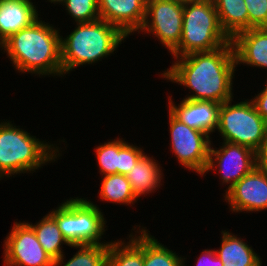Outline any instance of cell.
Wrapping results in <instances>:
<instances>
[{
  "label": "cell",
  "mask_w": 267,
  "mask_h": 266,
  "mask_svg": "<svg viewBox=\"0 0 267 266\" xmlns=\"http://www.w3.org/2000/svg\"><path fill=\"white\" fill-rule=\"evenodd\" d=\"M173 60L172 66L158 76L189 89L191 93L185 99L220 104L234 99L237 65L232 41L212 51L191 53Z\"/></svg>",
  "instance_id": "obj_1"
},
{
  "label": "cell",
  "mask_w": 267,
  "mask_h": 266,
  "mask_svg": "<svg viewBox=\"0 0 267 266\" xmlns=\"http://www.w3.org/2000/svg\"><path fill=\"white\" fill-rule=\"evenodd\" d=\"M41 16L0 45L16 73L37 77L63 78L61 63V34Z\"/></svg>",
  "instance_id": "obj_2"
},
{
  "label": "cell",
  "mask_w": 267,
  "mask_h": 266,
  "mask_svg": "<svg viewBox=\"0 0 267 266\" xmlns=\"http://www.w3.org/2000/svg\"><path fill=\"white\" fill-rule=\"evenodd\" d=\"M3 120H0V181L4 177L33 174L48 163H57L60 156L62 159L65 148L62 150L61 143H67L65 139L52 144L16 126L14 120Z\"/></svg>",
  "instance_id": "obj_3"
},
{
  "label": "cell",
  "mask_w": 267,
  "mask_h": 266,
  "mask_svg": "<svg viewBox=\"0 0 267 266\" xmlns=\"http://www.w3.org/2000/svg\"><path fill=\"white\" fill-rule=\"evenodd\" d=\"M127 36L116 26L98 19L75 23L68 35L61 34L63 77L83 65H94L116 53ZM75 69V70H74Z\"/></svg>",
  "instance_id": "obj_4"
},
{
  "label": "cell",
  "mask_w": 267,
  "mask_h": 266,
  "mask_svg": "<svg viewBox=\"0 0 267 266\" xmlns=\"http://www.w3.org/2000/svg\"><path fill=\"white\" fill-rule=\"evenodd\" d=\"M230 42L231 39L220 25L213 0L186 2L180 43L170 55L173 59L191 53L212 51Z\"/></svg>",
  "instance_id": "obj_5"
},
{
  "label": "cell",
  "mask_w": 267,
  "mask_h": 266,
  "mask_svg": "<svg viewBox=\"0 0 267 266\" xmlns=\"http://www.w3.org/2000/svg\"><path fill=\"white\" fill-rule=\"evenodd\" d=\"M103 210L88 197H70L48 211L70 245H103L108 226ZM106 228V229H105ZM104 236V237H103Z\"/></svg>",
  "instance_id": "obj_6"
},
{
  "label": "cell",
  "mask_w": 267,
  "mask_h": 266,
  "mask_svg": "<svg viewBox=\"0 0 267 266\" xmlns=\"http://www.w3.org/2000/svg\"><path fill=\"white\" fill-rule=\"evenodd\" d=\"M241 100L231 99L221 104L216 131L222 141L244 145L257 152L266 138L267 122L250 99Z\"/></svg>",
  "instance_id": "obj_7"
},
{
  "label": "cell",
  "mask_w": 267,
  "mask_h": 266,
  "mask_svg": "<svg viewBox=\"0 0 267 266\" xmlns=\"http://www.w3.org/2000/svg\"><path fill=\"white\" fill-rule=\"evenodd\" d=\"M169 148L177 163L202 176L206 170L212 137L177 120L169 111Z\"/></svg>",
  "instance_id": "obj_8"
},
{
  "label": "cell",
  "mask_w": 267,
  "mask_h": 266,
  "mask_svg": "<svg viewBox=\"0 0 267 266\" xmlns=\"http://www.w3.org/2000/svg\"><path fill=\"white\" fill-rule=\"evenodd\" d=\"M183 9L184 3L176 0H147L145 21L137 34L152 35L171 54L182 36Z\"/></svg>",
  "instance_id": "obj_9"
},
{
  "label": "cell",
  "mask_w": 267,
  "mask_h": 266,
  "mask_svg": "<svg viewBox=\"0 0 267 266\" xmlns=\"http://www.w3.org/2000/svg\"><path fill=\"white\" fill-rule=\"evenodd\" d=\"M220 144L217 148L213 145L212 140L208 164L201 177H205L209 171L220 174V184L226 187L223 194L225 195L241 178L257 166V158L256 152L247 146L225 141L220 142Z\"/></svg>",
  "instance_id": "obj_10"
},
{
  "label": "cell",
  "mask_w": 267,
  "mask_h": 266,
  "mask_svg": "<svg viewBox=\"0 0 267 266\" xmlns=\"http://www.w3.org/2000/svg\"><path fill=\"white\" fill-rule=\"evenodd\" d=\"M3 242L4 266H53L26 220L15 221Z\"/></svg>",
  "instance_id": "obj_11"
},
{
  "label": "cell",
  "mask_w": 267,
  "mask_h": 266,
  "mask_svg": "<svg viewBox=\"0 0 267 266\" xmlns=\"http://www.w3.org/2000/svg\"><path fill=\"white\" fill-rule=\"evenodd\" d=\"M231 213L267 210V172L257 166L241 178L224 196ZM246 211V212H245Z\"/></svg>",
  "instance_id": "obj_12"
},
{
  "label": "cell",
  "mask_w": 267,
  "mask_h": 266,
  "mask_svg": "<svg viewBox=\"0 0 267 266\" xmlns=\"http://www.w3.org/2000/svg\"><path fill=\"white\" fill-rule=\"evenodd\" d=\"M168 97V111L181 123L212 136L218 127L221 104L214 101L183 99L176 104Z\"/></svg>",
  "instance_id": "obj_13"
},
{
  "label": "cell",
  "mask_w": 267,
  "mask_h": 266,
  "mask_svg": "<svg viewBox=\"0 0 267 266\" xmlns=\"http://www.w3.org/2000/svg\"><path fill=\"white\" fill-rule=\"evenodd\" d=\"M100 19L118 27L128 38L143 26L147 0H98Z\"/></svg>",
  "instance_id": "obj_14"
},
{
  "label": "cell",
  "mask_w": 267,
  "mask_h": 266,
  "mask_svg": "<svg viewBox=\"0 0 267 266\" xmlns=\"http://www.w3.org/2000/svg\"><path fill=\"white\" fill-rule=\"evenodd\" d=\"M231 41L237 67L242 64L267 70V27L242 31Z\"/></svg>",
  "instance_id": "obj_15"
},
{
  "label": "cell",
  "mask_w": 267,
  "mask_h": 266,
  "mask_svg": "<svg viewBox=\"0 0 267 266\" xmlns=\"http://www.w3.org/2000/svg\"><path fill=\"white\" fill-rule=\"evenodd\" d=\"M36 5L32 0H0V45L41 16Z\"/></svg>",
  "instance_id": "obj_16"
},
{
  "label": "cell",
  "mask_w": 267,
  "mask_h": 266,
  "mask_svg": "<svg viewBox=\"0 0 267 266\" xmlns=\"http://www.w3.org/2000/svg\"><path fill=\"white\" fill-rule=\"evenodd\" d=\"M164 169L158 160H155L153 156L145 153L133 166L131 171L126 174V178L131 184V188L135 196L139 199L140 197H146L165 183L163 179ZM163 182V183H162ZM145 195V196H144Z\"/></svg>",
  "instance_id": "obj_17"
},
{
  "label": "cell",
  "mask_w": 267,
  "mask_h": 266,
  "mask_svg": "<svg viewBox=\"0 0 267 266\" xmlns=\"http://www.w3.org/2000/svg\"><path fill=\"white\" fill-rule=\"evenodd\" d=\"M234 234L222 229L221 245L219 249L214 248L223 266H262L261 256L242 237Z\"/></svg>",
  "instance_id": "obj_18"
},
{
  "label": "cell",
  "mask_w": 267,
  "mask_h": 266,
  "mask_svg": "<svg viewBox=\"0 0 267 266\" xmlns=\"http://www.w3.org/2000/svg\"><path fill=\"white\" fill-rule=\"evenodd\" d=\"M119 239L109 244L107 266H143V227L132 226L129 241Z\"/></svg>",
  "instance_id": "obj_19"
},
{
  "label": "cell",
  "mask_w": 267,
  "mask_h": 266,
  "mask_svg": "<svg viewBox=\"0 0 267 266\" xmlns=\"http://www.w3.org/2000/svg\"><path fill=\"white\" fill-rule=\"evenodd\" d=\"M220 25L232 40L238 33L249 30L248 10L244 0H213Z\"/></svg>",
  "instance_id": "obj_20"
},
{
  "label": "cell",
  "mask_w": 267,
  "mask_h": 266,
  "mask_svg": "<svg viewBox=\"0 0 267 266\" xmlns=\"http://www.w3.org/2000/svg\"><path fill=\"white\" fill-rule=\"evenodd\" d=\"M134 226L143 227V266H184L186 257L162 244L145 226Z\"/></svg>",
  "instance_id": "obj_21"
},
{
  "label": "cell",
  "mask_w": 267,
  "mask_h": 266,
  "mask_svg": "<svg viewBox=\"0 0 267 266\" xmlns=\"http://www.w3.org/2000/svg\"><path fill=\"white\" fill-rule=\"evenodd\" d=\"M26 222L33 228L39 243L53 260L60 258L65 253L62 249L64 248L63 245L71 246L58 228L55 219L49 213H46L34 224Z\"/></svg>",
  "instance_id": "obj_22"
},
{
  "label": "cell",
  "mask_w": 267,
  "mask_h": 266,
  "mask_svg": "<svg viewBox=\"0 0 267 266\" xmlns=\"http://www.w3.org/2000/svg\"><path fill=\"white\" fill-rule=\"evenodd\" d=\"M98 199L103 202L134 207L140 201L132 191L131 184L122 174H110L100 179Z\"/></svg>",
  "instance_id": "obj_23"
},
{
  "label": "cell",
  "mask_w": 267,
  "mask_h": 266,
  "mask_svg": "<svg viewBox=\"0 0 267 266\" xmlns=\"http://www.w3.org/2000/svg\"><path fill=\"white\" fill-rule=\"evenodd\" d=\"M77 251L67 261L65 254L53 260V266H107L109 244L103 245H71ZM63 264V265H62Z\"/></svg>",
  "instance_id": "obj_24"
},
{
  "label": "cell",
  "mask_w": 267,
  "mask_h": 266,
  "mask_svg": "<svg viewBox=\"0 0 267 266\" xmlns=\"http://www.w3.org/2000/svg\"><path fill=\"white\" fill-rule=\"evenodd\" d=\"M109 140L96 145L94 150L101 176L119 174V138Z\"/></svg>",
  "instance_id": "obj_25"
},
{
  "label": "cell",
  "mask_w": 267,
  "mask_h": 266,
  "mask_svg": "<svg viewBox=\"0 0 267 266\" xmlns=\"http://www.w3.org/2000/svg\"><path fill=\"white\" fill-rule=\"evenodd\" d=\"M72 22L84 23L100 19L98 0H65L62 4Z\"/></svg>",
  "instance_id": "obj_26"
},
{
  "label": "cell",
  "mask_w": 267,
  "mask_h": 266,
  "mask_svg": "<svg viewBox=\"0 0 267 266\" xmlns=\"http://www.w3.org/2000/svg\"><path fill=\"white\" fill-rule=\"evenodd\" d=\"M133 145L119 137V174H128L138 160L145 154L144 148L141 145Z\"/></svg>",
  "instance_id": "obj_27"
},
{
  "label": "cell",
  "mask_w": 267,
  "mask_h": 266,
  "mask_svg": "<svg viewBox=\"0 0 267 266\" xmlns=\"http://www.w3.org/2000/svg\"><path fill=\"white\" fill-rule=\"evenodd\" d=\"M248 10L249 29L267 27V0H244Z\"/></svg>",
  "instance_id": "obj_28"
},
{
  "label": "cell",
  "mask_w": 267,
  "mask_h": 266,
  "mask_svg": "<svg viewBox=\"0 0 267 266\" xmlns=\"http://www.w3.org/2000/svg\"><path fill=\"white\" fill-rule=\"evenodd\" d=\"M265 81L263 89L258 91L250 100L254 104L256 111L267 122V79Z\"/></svg>",
  "instance_id": "obj_29"
},
{
  "label": "cell",
  "mask_w": 267,
  "mask_h": 266,
  "mask_svg": "<svg viewBox=\"0 0 267 266\" xmlns=\"http://www.w3.org/2000/svg\"><path fill=\"white\" fill-rule=\"evenodd\" d=\"M196 266H223L221 259L216 255L214 249H204L199 257H196ZM187 264L184 263V266Z\"/></svg>",
  "instance_id": "obj_30"
},
{
  "label": "cell",
  "mask_w": 267,
  "mask_h": 266,
  "mask_svg": "<svg viewBox=\"0 0 267 266\" xmlns=\"http://www.w3.org/2000/svg\"><path fill=\"white\" fill-rule=\"evenodd\" d=\"M257 167L267 172V133L266 138L260 149L256 152Z\"/></svg>",
  "instance_id": "obj_31"
},
{
  "label": "cell",
  "mask_w": 267,
  "mask_h": 266,
  "mask_svg": "<svg viewBox=\"0 0 267 266\" xmlns=\"http://www.w3.org/2000/svg\"><path fill=\"white\" fill-rule=\"evenodd\" d=\"M45 2H48V3L50 2V4L53 3L54 6H55V5H57V4H58V5H60V4L62 5V4L65 2V0H47V1H45Z\"/></svg>",
  "instance_id": "obj_32"
},
{
  "label": "cell",
  "mask_w": 267,
  "mask_h": 266,
  "mask_svg": "<svg viewBox=\"0 0 267 266\" xmlns=\"http://www.w3.org/2000/svg\"><path fill=\"white\" fill-rule=\"evenodd\" d=\"M176 1H179V2H182V3H186V2L196 1V0H176Z\"/></svg>",
  "instance_id": "obj_33"
}]
</instances>
